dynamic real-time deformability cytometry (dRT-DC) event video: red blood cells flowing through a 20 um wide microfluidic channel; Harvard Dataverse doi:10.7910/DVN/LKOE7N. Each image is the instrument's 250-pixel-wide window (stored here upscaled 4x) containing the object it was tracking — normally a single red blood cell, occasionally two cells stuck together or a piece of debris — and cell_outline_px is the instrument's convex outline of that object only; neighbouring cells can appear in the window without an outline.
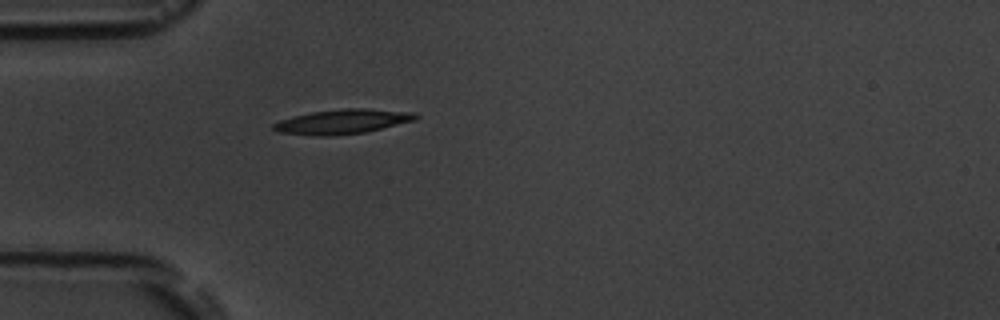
{"species": "common noctule bat (a hibernating species)", "species_latin": "Nyctalus noctula", "temperature_condition": "room temperature", "stored_images_in_passage": 3, "camera_frame_rate_fps": 3000, "um_per_image_px": 0.085, "animal": {"sex": "male", "body_mass_g": 19.5, "forearm_length_mm": 54.6}, "frame": {"image": 1, "passage_image": 3, "time_ms": 2.333, "image_size_px": [1000, 320], "cell_outline_px": [[420, 116], [416, 120], [364, 132], [332, 136], [312, 136], [280, 132], [272, 128], [272, 124], [280, 120], [312, 112], [344, 108], [364, 108], [416, 112]], "centroid_in_image_um": [29.15, 10.33], "position_along_channel_um": 55.9, "area_um2": 20.35}}